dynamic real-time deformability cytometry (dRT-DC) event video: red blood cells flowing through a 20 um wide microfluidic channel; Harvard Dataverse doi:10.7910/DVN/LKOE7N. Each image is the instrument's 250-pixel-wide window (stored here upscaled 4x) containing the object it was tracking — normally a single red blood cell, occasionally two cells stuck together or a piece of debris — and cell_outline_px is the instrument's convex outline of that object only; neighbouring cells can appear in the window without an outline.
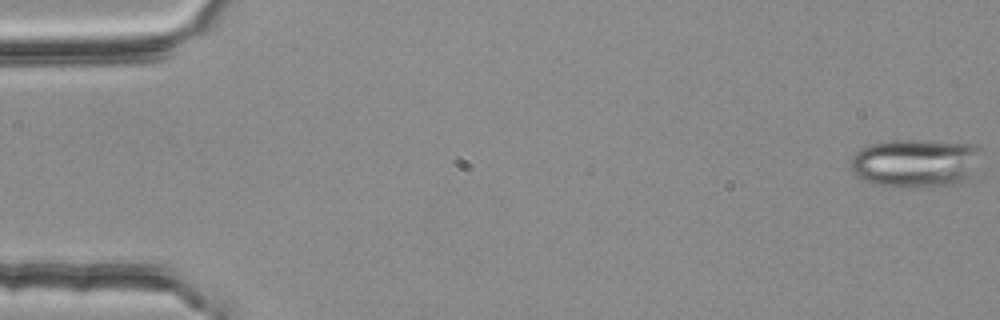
{"species": "common noctule bat (a hibernating species)", "species_latin": "Nyctalus noctula", "temperature_condition": "room temperature", "stored_images_in_passage": 5, "camera_frame_rate_fps": 3000, "um_per_image_px": 0.085, "animal": {"sex": "female", "body_mass_g": 25.1}, "frame": {"image": 1, "passage_image": 1, "time_ms": 0.0, "image_size_px": [1000, 320], "cell_outline_px": [[984, 148], [968, 172], [956, 184], [904, 188], [896, 188], [876, 184], [856, 176], [852, 172], [848, 160], [860, 148], [868, 144], [892, 140], [916, 140], [976, 144]], "centroid_in_image_um": [77.7, 13.84], "position_along_channel_um": 7.3, "area_um2": 36.7}}